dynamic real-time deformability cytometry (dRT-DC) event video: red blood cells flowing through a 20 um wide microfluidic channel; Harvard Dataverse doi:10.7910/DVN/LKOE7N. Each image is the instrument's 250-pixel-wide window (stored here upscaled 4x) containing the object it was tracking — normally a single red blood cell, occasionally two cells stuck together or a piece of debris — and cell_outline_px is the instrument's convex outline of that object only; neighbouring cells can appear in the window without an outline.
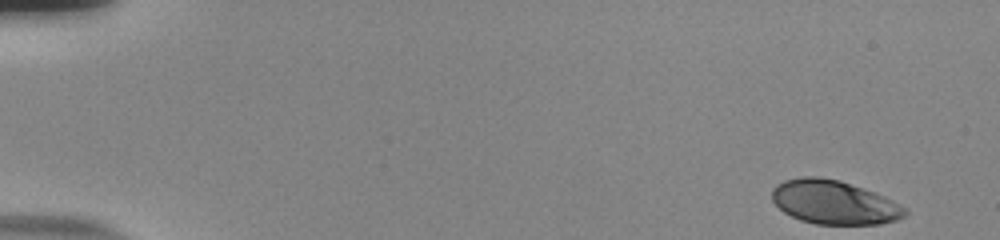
{"species": "human", "species_latin": "Homo sapiens", "temperature_condition": "room temperature", "stored_images_in_passage": 53, "camera_frame_rate_fps": 3000, "um_per_image_px": 0.085, "donor": {"sex": "male"}, "frame": {"image": 1, "passage_image": 1, "time_ms": 0.0, "image_size_px": [1000, 240], "cell_outline_px": [[908, 212], [904, 216], [896, 220], [880, 224], [816, 224], [800, 220], [784, 212], [772, 200], [772, 188], [776, 184], [784, 180], [804, 176], [820, 176], [840, 180], [876, 192], [908, 208]], "centroid_in_image_um": [70.91, 17.18], "position_along_channel_um": 14.1, "area_um2": 34.22}}
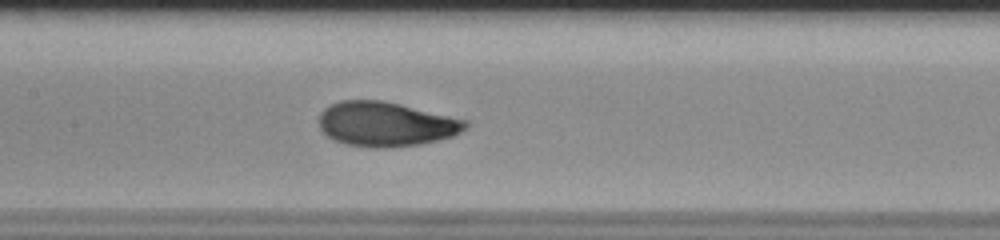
{"frame": {"image": 2, "passage_image": 26, "time_ms": 8.333, "image_size_px": [1000, 240], "cell_outline_px": [[468, 128], [452, 136], [440, 140], [420, 144], [388, 148], [368, 148], [344, 144], [332, 140], [320, 128], [320, 112], [324, 108], [340, 100], [384, 100], [468, 120]], "centroid_in_image_um": [32.81, 10.56], "position_along_channel_um": 174.6, "area_um2": 38.38}}
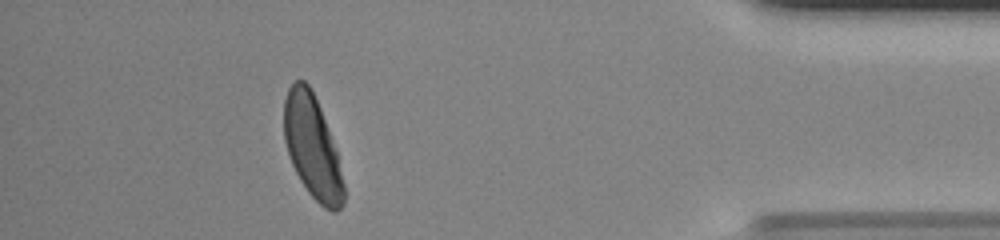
{"frame": {"image": 3, "passage_image": 48, "time_ms": 15.667, "image_size_px": [1000, 240], "cell_outline_px": [[344, 204], [336, 212], [332, 212], [324, 208], [308, 192], [300, 180], [292, 164], [284, 140], [284, 100], [288, 88], [296, 80], [304, 80], [312, 88], [336, 148], [344, 184]], "centroid_in_image_um": [26.55, 12.49], "position_along_channel_um": 408.6, "area_um2": 35.78}, "authors_computed_cell_mechanics": {"area_um2": 36.703, "velocity_mm_per_s": 3.7722, "shape_relaxation_time_tau1_ms": 3.0167, "shape_relaxation_time_tau2_ms": null, "deformation_change_tau1": 0.177, "deformation_change_tau2": null}}